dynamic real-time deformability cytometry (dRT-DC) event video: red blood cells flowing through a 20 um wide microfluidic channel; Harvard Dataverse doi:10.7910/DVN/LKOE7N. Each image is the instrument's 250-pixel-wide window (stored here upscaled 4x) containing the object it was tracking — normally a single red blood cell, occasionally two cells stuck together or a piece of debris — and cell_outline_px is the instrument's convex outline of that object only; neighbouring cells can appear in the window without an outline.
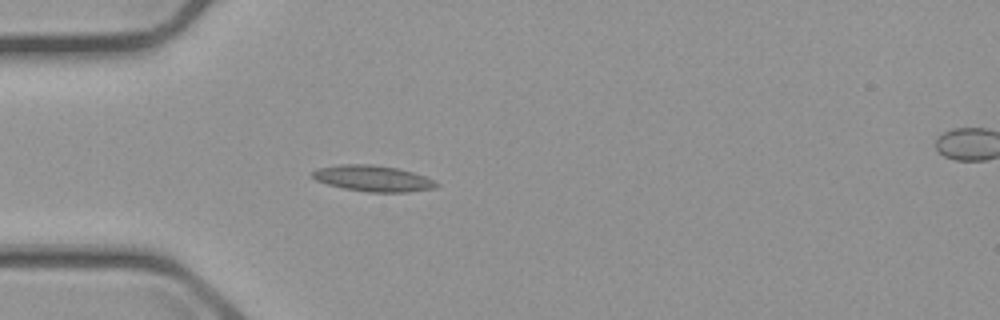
{"species": "common noctule bat (a hibernating species)", "species_latin": "Nyctalus noctula", "temperature_condition": "cold", "stored_images_in_passage": 4, "segment_of_instrument_passage": [1, 2], "camera_frame_rate_fps": 3000, "um_per_image_px": 0.085, "animal": {"sex": "male", "body_mass_g": 23.1, "forearm_length_mm": 52.7}, "frame": {"image": 1, "passage_image": 3, "time_ms": 3.0, "image_size_px": [1000, 320], "cell_outline_px": [[440, 184], [436, 188], [408, 192], [368, 192], [344, 188], [328, 184], [316, 180], [312, 176], [312, 172], [316, 168], [340, 164], [372, 164], [396, 168], [412, 172], [424, 176]], "centroid_in_image_um": [31.69, 15.16], "position_along_channel_um": 53.3, "area_um2": 18.73}}